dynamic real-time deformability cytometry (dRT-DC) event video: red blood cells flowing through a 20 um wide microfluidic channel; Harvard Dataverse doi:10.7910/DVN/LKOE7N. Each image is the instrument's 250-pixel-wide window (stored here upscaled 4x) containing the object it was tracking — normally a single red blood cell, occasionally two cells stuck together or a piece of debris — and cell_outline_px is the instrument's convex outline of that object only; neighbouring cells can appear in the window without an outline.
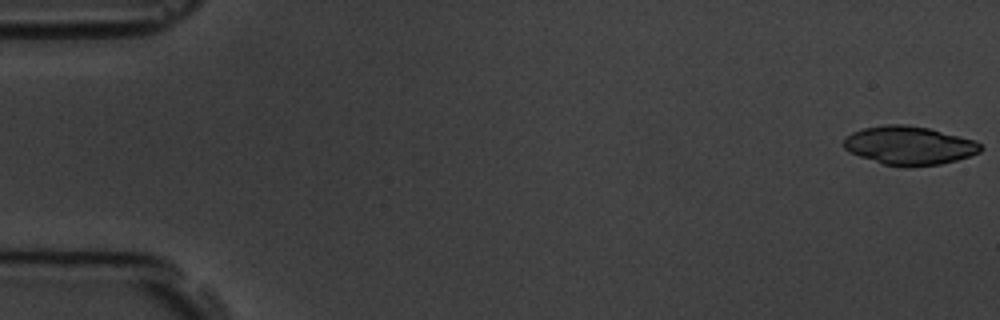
{"species": "common noctule bat (a hibernating species)", "species_latin": "Nyctalus noctula", "temperature_condition": "room temperature", "stored_images_in_passage": 6, "camera_frame_rate_fps": 3000, "um_per_image_px": 0.085, "animal": {"sex": "male", "body_mass_g": 19.5, "forearm_length_mm": 54.6}, "frame": {"image": 1, "passage_image": 1, "time_ms": 0.0, "image_size_px": [1000, 320], "cell_outline_px": [[984, 148], [980, 152], [956, 160], [940, 164], [904, 168], [884, 164], [848, 152], [844, 148], [844, 136], [852, 132], [864, 128], [888, 124], [904, 124], [928, 128], [976, 140]], "centroid_in_image_um": [77.28, 12.37], "position_along_channel_um": 7.7, "area_um2": 30.87}}